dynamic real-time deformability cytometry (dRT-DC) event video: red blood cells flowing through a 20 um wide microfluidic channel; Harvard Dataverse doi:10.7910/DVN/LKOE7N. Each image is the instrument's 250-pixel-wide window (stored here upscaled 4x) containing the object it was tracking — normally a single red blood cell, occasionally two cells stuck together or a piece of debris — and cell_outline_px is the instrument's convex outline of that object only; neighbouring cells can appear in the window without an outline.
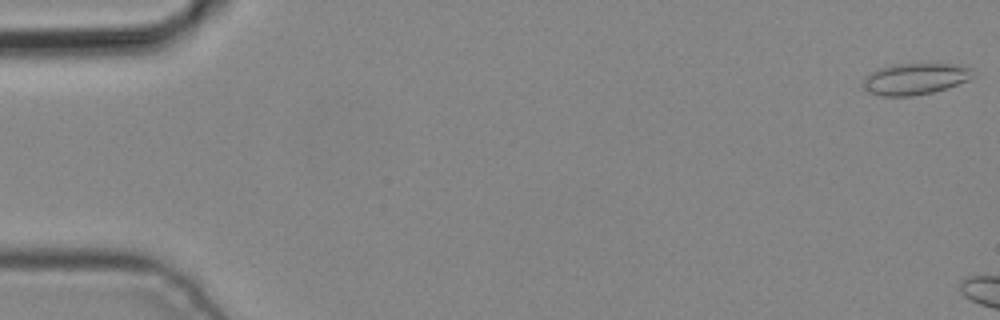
{"species": "common noctule bat (a hibernating species)", "species_latin": "Nyctalus noctula", "temperature_condition": "cold", "stored_images_in_passage": 5, "camera_frame_rate_fps": 3000, "um_per_image_px": 0.085, "animal": {"sex": "male", "body_mass_g": 19.2, "forearm_length_mm": 51.8}, "frame": {"image": 1, "passage_image": 1, "time_ms": 0.0, "image_size_px": [1000, 320], "cell_outline_px": [[976, 76], [968, 80], [948, 88], [932, 92], [912, 96], [880, 96], [868, 92], [864, 84], [864, 76], [876, 68], [892, 64], [956, 64], [972, 68]], "centroid_in_image_um": [77.8, 6.7], "position_along_channel_um": 7.2, "area_um2": 20.35}}
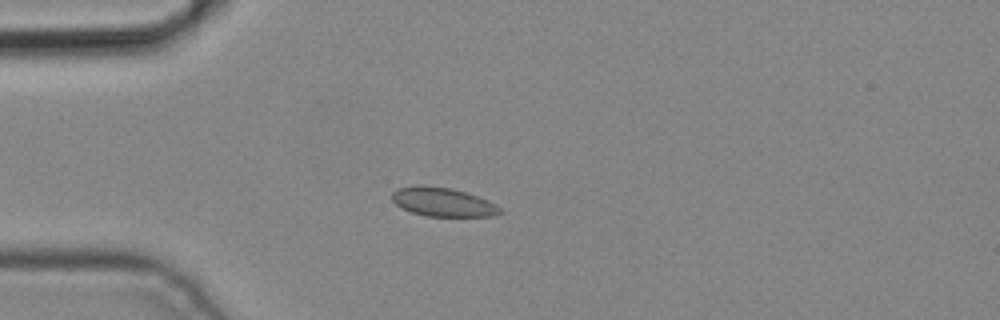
{"frame": {"image": 2, "passage_image": 5, "time_ms": 1.333, "image_size_px": [1000, 320], "cell_outline_px": [[504, 212], [496, 216], [428, 216], [412, 212], [400, 208], [392, 200], [392, 192], [396, 188], [420, 184], [452, 188], [488, 200], [496, 204]], "centroid_in_image_um": [37.63, 17.16], "position_along_channel_um": 47.4, "area_um2": 18.32}}